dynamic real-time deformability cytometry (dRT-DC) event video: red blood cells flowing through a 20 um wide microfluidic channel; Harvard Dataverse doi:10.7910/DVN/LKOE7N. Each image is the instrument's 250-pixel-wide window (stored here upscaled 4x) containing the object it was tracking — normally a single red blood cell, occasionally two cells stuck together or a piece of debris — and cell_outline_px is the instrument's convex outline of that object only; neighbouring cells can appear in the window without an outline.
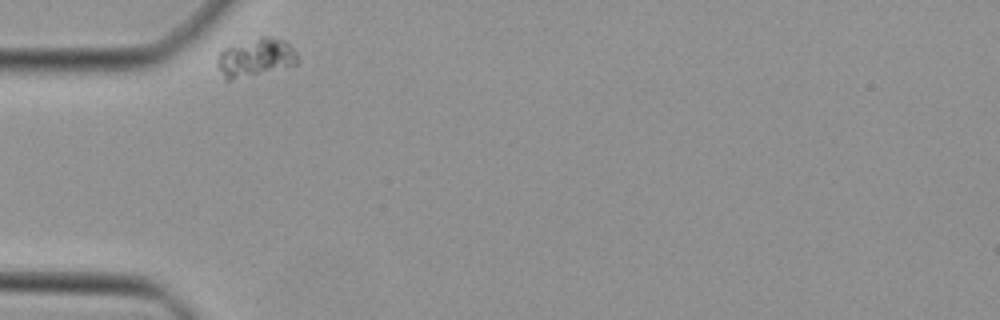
{"species": "Egyptian fruit bat (a non-hibernating species)", "species_latin": "Rousettus aegyptiacus", "temperature_condition": "cold", "stored_images_in_passage": 25, "camera_frame_rate_fps": 3000, "um_per_image_px": 0.085, "animal": {"sex": "female"}, "frame": {"image": 1, "passage_image": 1, "time_ms": 0.0, "image_size_px": [1000, 320], "cell_outline_px": [[300, 60], [296, 64], [228, 80], [224, 80], [216, 64], [220, 52], [224, 48], [260, 36], [268, 36], [284, 40], [296, 52]], "centroid_in_image_um": [21.71, 4.87], "position_along_channel_um": 63.3, "area_um2": 17.51}}
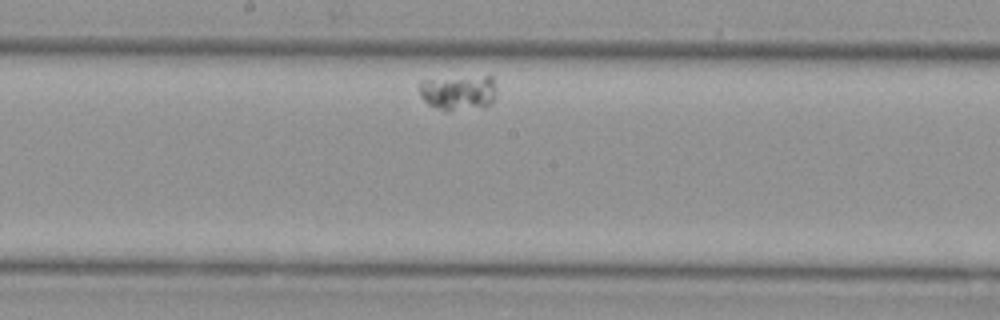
{"frame": {"image": 2, "passage_image": 15, "time_ms": 4.667, "image_size_px": [1000, 320], "cell_outline_px": [[496, 96], [492, 104], [484, 108], [448, 112], [444, 112], [428, 104], [420, 96], [420, 80], [484, 76], [492, 76], [496, 88]], "centroid_in_image_um": [39.0, 7.91], "position_along_channel_um": 209.2, "area_um2": 16.3}}
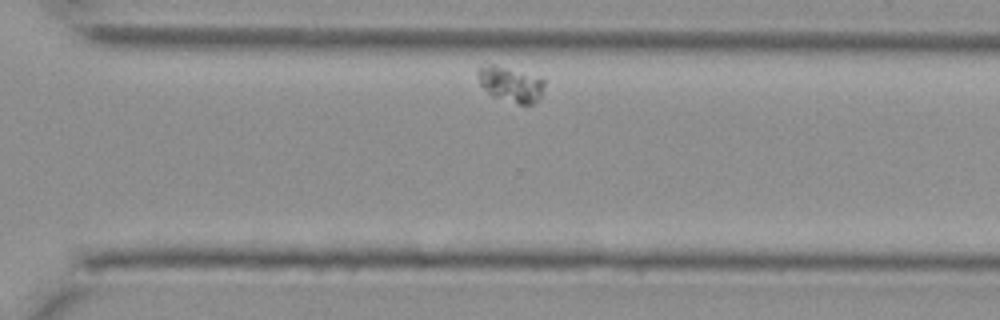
{"frame": {"image": 3, "passage_image": 25, "time_ms": 8.0, "image_size_px": [1000, 320], "cell_outline_px": [[544, 84], [540, 96], [532, 104], [520, 104], [492, 96], [480, 84], [476, 76], [476, 72], [480, 68], [488, 64], [496, 64], [544, 76]], "centroid_in_image_um": [43.42, 7.11], "position_along_channel_um": 327.2, "area_um2": 13.93}}